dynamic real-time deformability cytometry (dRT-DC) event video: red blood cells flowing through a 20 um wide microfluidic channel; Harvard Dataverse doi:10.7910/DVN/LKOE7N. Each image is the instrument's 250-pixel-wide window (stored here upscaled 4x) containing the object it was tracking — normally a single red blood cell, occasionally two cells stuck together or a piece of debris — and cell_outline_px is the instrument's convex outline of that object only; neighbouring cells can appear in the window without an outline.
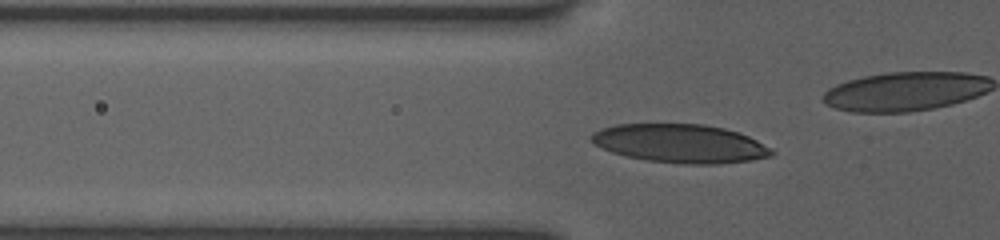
{"species": "human", "species_latin": "Homo sapiens", "temperature_condition": "room temperature", "stored_images_in_passage": 42, "camera_frame_rate_fps": 3000, "um_per_image_px": 0.085, "donor": {"sex": "female"}, "frame": {"image": 1, "passage_image": 17, "time_ms": 5.333, "image_size_px": [1000, 240], "cell_outline_px": [[776, 152], [772, 156], [748, 160], [716, 164], [684, 164], [648, 160], [628, 156], [612, 152], [596, 144], [588, 136], [592, 132], [616, 124], [704, 124], [724, 128], [748, 136], [756, 140]], "centroid_in_image_um": [57.82, 12.19], "position_along_channel_um": 68.0, "area_um2": 40.11}}
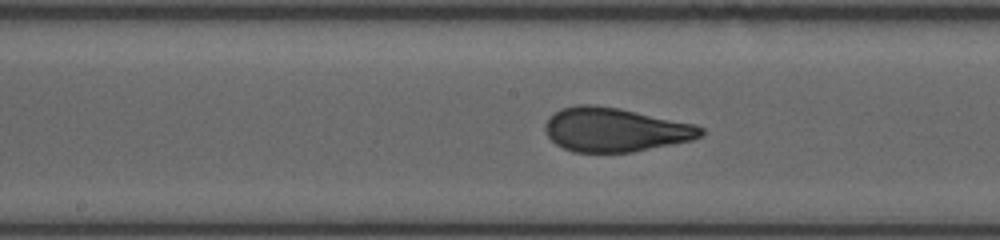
{"frame": {"image": 2, "passage_image": 27, "time_ms": 8.667, "image_size_px": [1000, 240], "cell_outline_px": [[704, 136], [692, 140], [632, 152], [572, 152], [556, 144], [548, 136], [544, 128], [544, 124], [548, 116], [560, 108], [576, 104], [596, 104], [620, 108], [696, 124], [704, 128]], "centroid_in_image_um": [52.27, 11.01], "position_along_channel_um": 195.9, "area_um2": 40.34}}
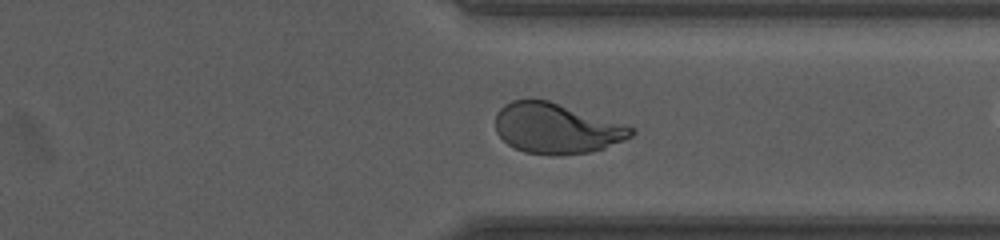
{"frame": {"image": 3, "passage_image": 40, "time_ms": 13.0, "image_size_px": [1000, 240], "cell_outline_px": [[636, 132], [632, 136], [624, 140], [604, 148], [588, 152], [560, 156], [556, 156], [524, 152], [508, 144], [496, 132], [496, 112], [504, 104], [512, 100], [548, 100], [624, 124], [636, 128]], "centroid_in_image_um": [47.3, 10.92], "position_along_channel_um": 364.1, "area_um2": 39.77}}